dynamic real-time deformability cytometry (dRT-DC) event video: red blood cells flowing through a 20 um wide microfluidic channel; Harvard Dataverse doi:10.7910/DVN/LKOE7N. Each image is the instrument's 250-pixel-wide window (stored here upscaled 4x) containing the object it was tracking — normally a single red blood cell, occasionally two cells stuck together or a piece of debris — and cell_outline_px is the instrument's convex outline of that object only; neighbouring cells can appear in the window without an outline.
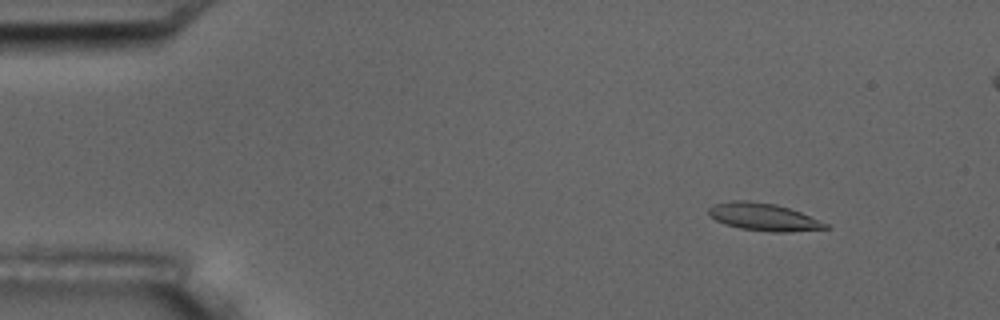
{"species": "common noctule bat (a hibernating species)", "species_latin": "Nyctalus noctula", "temperature_condition": "room temperature", "stored_images_in_passage": 4, "camera_frame_rate_fps": 3000, "um_per_image_px": 0.085, "animal": {"sex": "male", "body_mass_g": 17.5, "forearm_length_mm": 52.3}, "frame": {"image": 1, "passage_image": 2, "time_ms": 1.0, "image_size_px": [1000, 320], "cell_outline_px": [[832, 228], [788, 232], [772, 232], [740, 228], [724, 224], [708, 216], [708, 208], [716, 204], [732, 200], [744, 200], [776, 204], [800, 212], [828, 224]], "centroid_in_image_um": [64.89, 18.45], "position_along_channel_um": 20.1, "area_um2": 18.67}}